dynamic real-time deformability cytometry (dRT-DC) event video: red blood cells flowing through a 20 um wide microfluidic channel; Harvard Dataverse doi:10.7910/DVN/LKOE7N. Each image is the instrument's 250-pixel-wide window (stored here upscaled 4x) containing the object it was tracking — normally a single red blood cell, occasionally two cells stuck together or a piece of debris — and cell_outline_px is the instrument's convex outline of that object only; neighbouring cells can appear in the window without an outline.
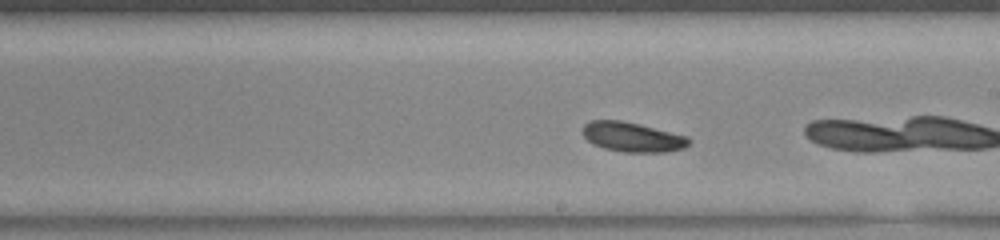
{"species": "common noctule bat (a hibernating species)", "species_latin": "Nyctalus noctula", "temperature_condition": "warm", "stored_images_in_passage": 42, "camera_frame_rate_fps": 3000, "um_per_image_px": 0.085, "animal": {"sex": "female", "body_mass_g": 23.0, "forearm_length_mm": 53.4}, "frame": {"image": 1, "passage_image": 19, "time_ms": 6.0, "image_size_px": [1000, 240], "cell_outline_px": [[692, 140], [684, 148], [664, 152], [624, 152], [604, 148], [592, 144], [584, 136], [584, 124], [592, 120], [620, 120], [640, 124], [688, 136]], "centroid_in_image_um": [53.78, 11.64], "position_along_channel_um": 235.2, "area_um2": 18.32}, "authors_computed_cell_mechanics": {"area_um2": 18.3804, "velocity_mm_per_s": 3.9024, "shape_relaxation_time_tau1_ms": 4.3116, "shape_relaxation_time_tau2_ms": null, "deformation_change_tau1": 0.1591, "deformation_change_tau2": null}}